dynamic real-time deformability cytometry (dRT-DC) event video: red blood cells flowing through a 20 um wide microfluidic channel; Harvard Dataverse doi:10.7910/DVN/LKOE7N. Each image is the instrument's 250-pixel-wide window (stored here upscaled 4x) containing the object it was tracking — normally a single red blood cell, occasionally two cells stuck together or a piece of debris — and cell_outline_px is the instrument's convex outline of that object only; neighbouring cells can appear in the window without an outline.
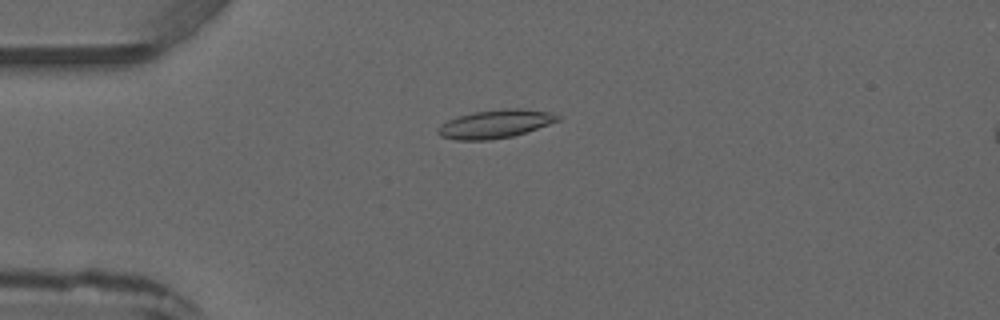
{"species": "common noctule bat (a hibernating species)", "species_latin": "Nyctalus noctula", "temperature_condition": "warm", "stored_images_in_passage": 5, "camera_frame_rate_fps": 3000, "um_per_image_px": 0.085, "animal": {"sex": "male", "forearm_length_mm": 52.5}, "frame": {"image": 1, "passage_image": 4, "time_ms": 3.333, "image_size_px": [1000, 320], "cell_outline_px": [[560, 120], [512, 136], [488, 140], [456, 140], [440, 136], [436, 132], [436, 128], [440, 124], [448, 120], [460, 116], [476, 112], [504, 108], [520, 108], [552, 112], [560, 116]], "centroid_in_image_um": [42.07, 10.53], "position_along_channel_um": 42.9, "area_um2": 19.65}}